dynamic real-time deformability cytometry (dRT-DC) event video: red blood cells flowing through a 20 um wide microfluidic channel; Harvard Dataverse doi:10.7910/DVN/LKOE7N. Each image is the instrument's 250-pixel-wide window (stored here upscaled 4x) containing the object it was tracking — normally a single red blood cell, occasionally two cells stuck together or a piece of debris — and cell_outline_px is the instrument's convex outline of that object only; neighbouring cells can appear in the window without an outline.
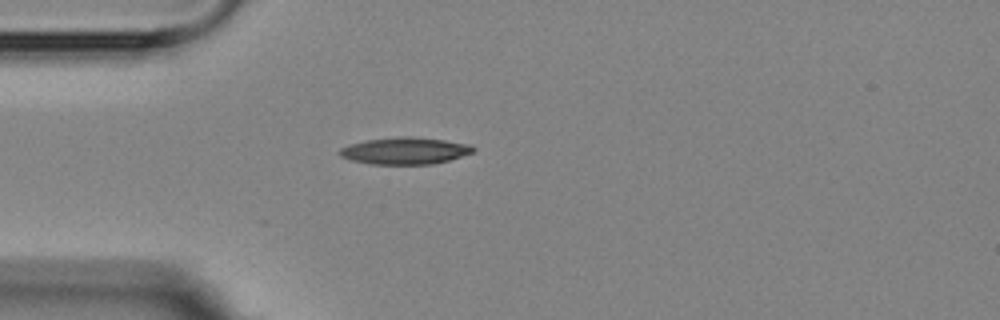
{"species": "Egyptian fruit bat (a non-hibernating species)", "species_latin": "Rousettus aegyptiacus", "temperature_condition": "room temperature", "stored_images_in_passage": 1, "camera_frame_rate_fps": 3000, "um_per_image_px": 0.085, "animal": {"sex": "female"}, "frame": {"image": 1, "passage_image": 1, "time_ms": 0.0, "image_size_px": [1000, 320], "cell_outline_px": [[476, 148], [472, 152], [448, 160], [432, 164], [372, 164], [352, 160], [340, 156], [340, 148], [352, 144], [368, 140], [400, 136], [408, 136], [444, 140], [468, 144]], "centroid_in_image_um": [34.42, 12.82], "position_along_channel_um": 50.6, "area_um2": 20.52}}